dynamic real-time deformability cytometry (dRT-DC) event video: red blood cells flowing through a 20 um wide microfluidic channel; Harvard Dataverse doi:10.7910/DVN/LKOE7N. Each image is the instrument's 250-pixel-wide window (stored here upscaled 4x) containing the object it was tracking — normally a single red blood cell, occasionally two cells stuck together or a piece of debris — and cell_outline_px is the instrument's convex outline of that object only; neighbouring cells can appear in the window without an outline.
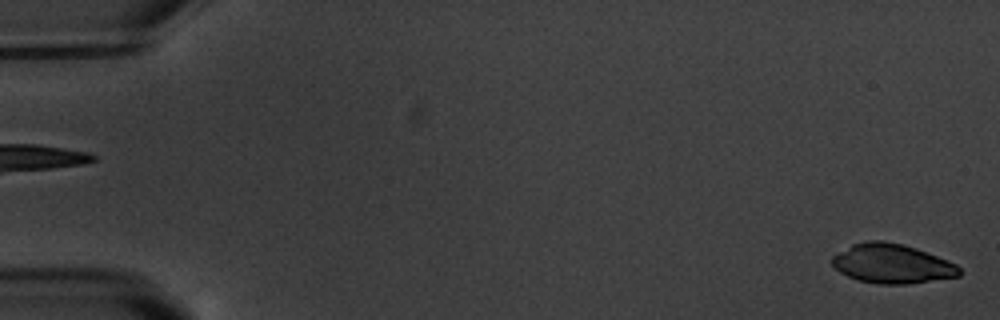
{"species": "common noctule bat (a hibernating species)", "species_latin": "Nyctalus noctula", "temperature_condition": "warm", "stored_images_in_passage": 6, "segment_of_instrument_passage": [2, 2], "camera_frame_rate_fps": 3000, "um_per_image_px": 0.085, "animal": {"sex": "male", "body_mass_g": 20.1, "forearm_length_mm": 53.5}, "frame": {"image": 1, "passage_image": 6, "time_ms": 6.667, "image_size_px": [1000, 320], "cell_outline_px": [[960, 276], [908, 284], [880, 284], [860, 280], [848, 276], [840, 272], [832, 264], [832, 256], [852, 244], [868, 240], [884, 240], [916, 248], [956, 264], [960, 268]], "centroid_in_image_um": [75.81, 22.41], "position_along_channel_um": 9.2, "area_um2": 28.9}}